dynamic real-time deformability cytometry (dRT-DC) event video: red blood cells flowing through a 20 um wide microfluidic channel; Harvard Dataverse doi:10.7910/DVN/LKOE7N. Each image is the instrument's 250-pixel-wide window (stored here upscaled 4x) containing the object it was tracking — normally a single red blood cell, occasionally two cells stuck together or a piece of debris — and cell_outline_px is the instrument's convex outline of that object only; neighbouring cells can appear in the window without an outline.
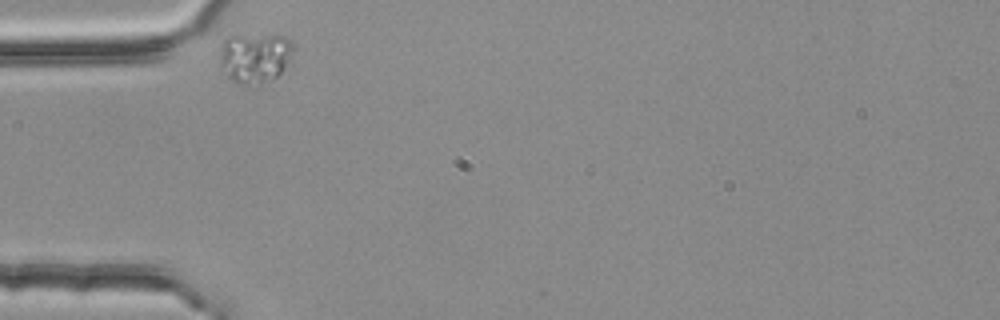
{"species": "common noctule bat (a hibernating species)", "species_latin": "Nyctalus noctula", "temperature_condition": "room temperature", "stored_images_in_passage": 2, "camera_frame_rate_fps": 3000, "um_per_image_px": 0.085, "animal": {"sex": "female", "body_mass_g": 25.1}, "frame": {"image": 1, "passage_image": 1, "time_ms": 0.0, "image_size_px": [1000, 320], "cell_outline_px": [[292, 48], [288, 60], [284, 68], [264, 88], [256, 92], [236, 84], [220, 72], [220, 56], [224, 40], [232, 36], [284, 36], [292, 44]], "centroid_in_image_um": [21.6, 5.07], "position_along_channel_um": 63.4, "area_um2": 22.2}}
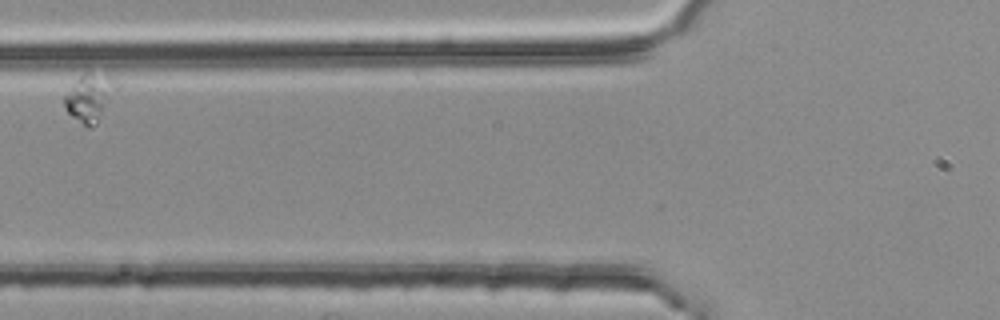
{"frame": {"image": 2, "passage_image": 2, "time_ms": 0.333, "image_size_px": [1000, 320], "cell_outline_px": [[120, 88], [96, 124], [92, 128], [88, 128], [72, 116], [64, 108], [64, 96], [76, 80], [84, 72], [88, 72], [108, 76], [120, 84]], "centroid_in_image_um": [7.68, 8.29], "position_along_channel_um": 118.1, "area_um2": 14.57}}